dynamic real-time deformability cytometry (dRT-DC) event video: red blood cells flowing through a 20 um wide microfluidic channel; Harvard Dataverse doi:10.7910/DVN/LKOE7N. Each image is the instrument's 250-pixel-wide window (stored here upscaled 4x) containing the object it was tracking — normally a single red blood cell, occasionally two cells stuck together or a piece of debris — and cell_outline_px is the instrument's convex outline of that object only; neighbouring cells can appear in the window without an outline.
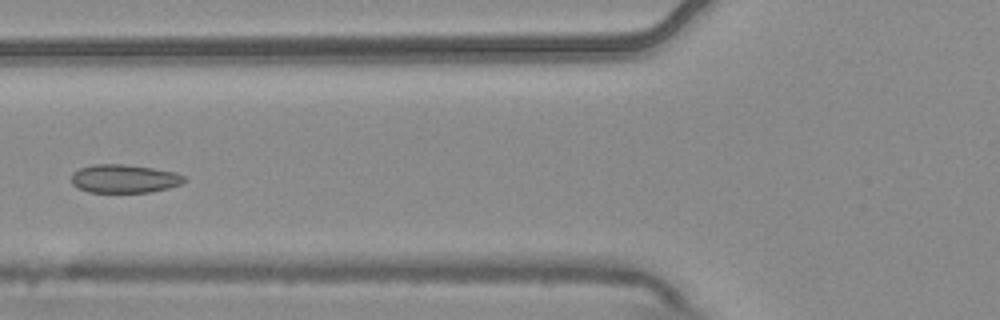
{"species": "common noctule bat (a hibernating species)", "species_latin": "Nyctalus noctula", "temperature_condition": "warm", "stored_images_in_passage": 6, "camera_frame_rate_fps": 3000, "um_per_image_px": 0.085, "animal": {"sex": "male", "body_mass_g": 20.4}, "frame": {"image": 1, "passage_image": 6, "time_ms": 1.667, "image_size_px": [1000, 320], "cell_outline_px": [[184, 180], [180, 184], [168, 188], [148, 192], [88, 192], [72, 184], [72, 172], [80, 168], [92, 164], [124, 164], [152, 168], [176, 172], [184, 176]], "centroid_in_image_um": [10.54, 15.18], "position_along_channel_um": 115.3, "area_um2": 18.55}}